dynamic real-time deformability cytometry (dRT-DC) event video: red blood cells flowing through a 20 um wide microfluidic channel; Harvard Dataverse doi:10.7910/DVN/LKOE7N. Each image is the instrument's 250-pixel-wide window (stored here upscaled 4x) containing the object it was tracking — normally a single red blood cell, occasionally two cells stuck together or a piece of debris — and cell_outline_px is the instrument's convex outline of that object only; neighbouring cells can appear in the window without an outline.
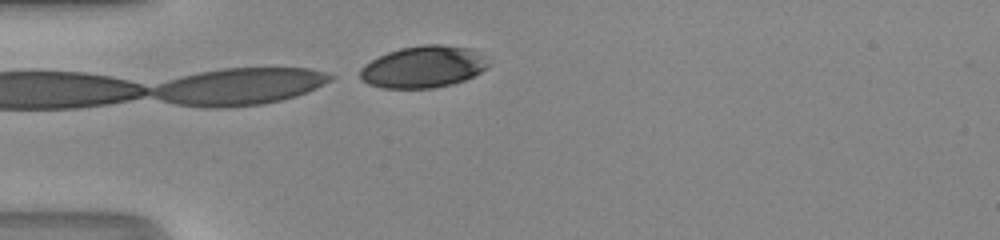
{"species": "human", "species_latin": "Homo sapiens", "temperature_condition": "room temperature", "stored_images_in_passage": 6, "camera_frame_rate_fps": 3000, "um_per_image_px": 0.085, "donor": {"sex": "male"}, "frame": {"image": 1, "passage_image": 6, "time_ms": 1.667, "image_size_px": [1000, 240], "cell_outline_px": [[492, 64], [488, 68], [464, 80], [452, 84], [432, 88], [380, 88], [368, 84], [360, 76], [360, 68], [364, 64], [388, 52], [400, 48], [424, 44], [440, 44], [468, 48], [484, 56]], "centroid_in_image_um": [35.99, 5.68], "position_along_channel_um": 49.0, "area_um2": 31.27}}